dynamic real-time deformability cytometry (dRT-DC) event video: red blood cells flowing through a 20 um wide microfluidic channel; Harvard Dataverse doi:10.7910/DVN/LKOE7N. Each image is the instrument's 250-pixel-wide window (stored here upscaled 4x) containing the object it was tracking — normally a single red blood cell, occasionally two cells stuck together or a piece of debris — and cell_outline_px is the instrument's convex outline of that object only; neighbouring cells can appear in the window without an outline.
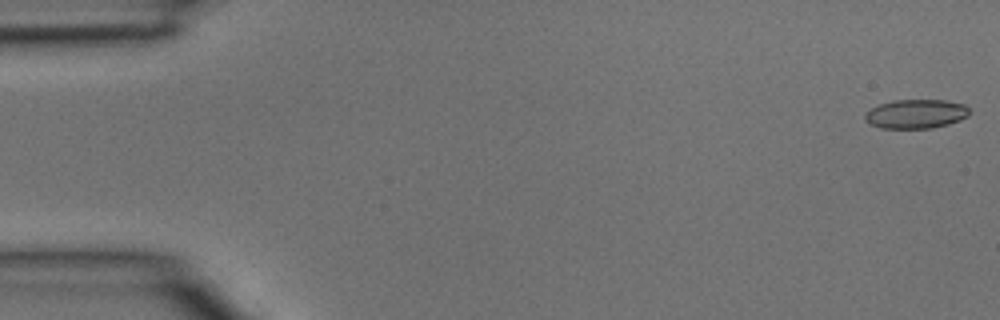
{"species": "common noctule bat (a hibernating species)", "species_latin": "Nyctalus noctula", "temperature_condition": "room temperature", "stored_images_in_passage": 40, "camera_frame_rate_fps": 3000, "um_per_image_px": 0.085, "animal": {"sex": "male", "body_mass_g": 15.6}, "frame": {"image": 1, "passage_image": 1, "time_ms": 0.0, "image_size_px": [1000, 320], "cell_outline_px": [[968, 116], [960, 120], [948, 124], [932, 128], [880, 128], [868, 124], [864, 120], [864, 112], [880, 104], [892, 100], [944, 100], [964, 104], [968, 108]], "centroid_in_image_um": [77.81, 9.68], "position_along_channel_um": 7.2, "area_um2": 17.8}}
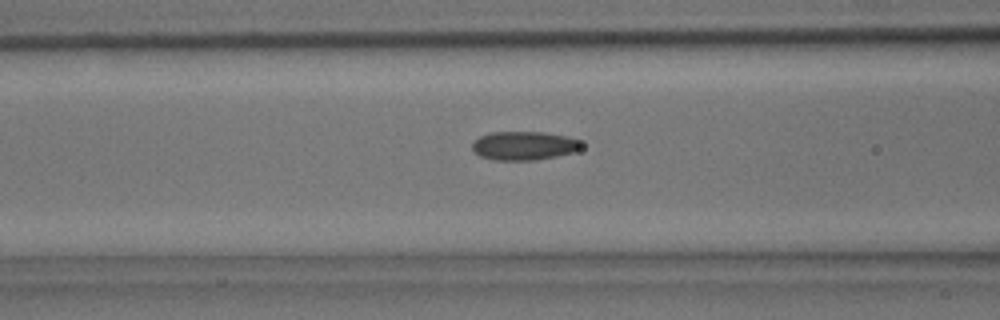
{"frame": {"image": 2, "passage_image": 16, "time_ms": 5.0, "image_size_px": [1000, 320], "cell_outline_px": [[584, 144], [580, 148], [572, 152], [556, 156], [536, 160], [496, 160], [480, 156], [472, 148], [472, 144], [480, 136], [488, 132], [544, 132], [564, 136], [580, 140]], "centroid_in_image_um": [44.54, 12.38], "position_along_channel_um": 122.1, "area_um2": 18.15}}
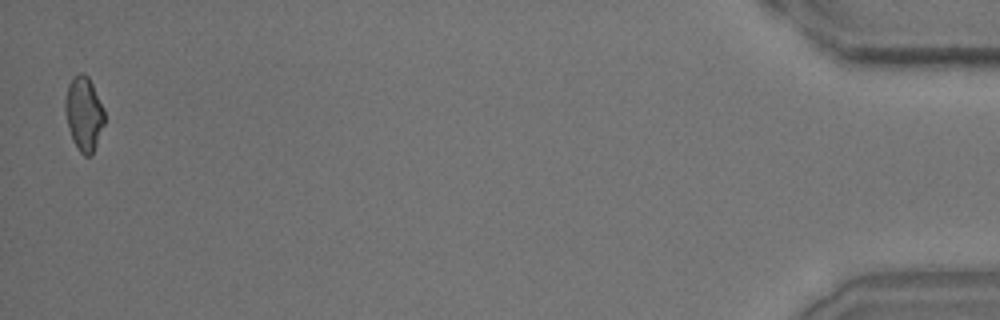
{"frame": {"image": 3, "passage_image": 40, "time_ms": 13.0, "image_size_px": [1000, 320], "cell_outline_px": [[104, 124], [92, 156], [84, 156], [80, 152], [72, 140], [68, 128], [64, 108], [64, 100], [68, 84], [72, 76], [80, 72], [84, 72], [88, 76], [104, 108]], "centroid_in_image_um": [7.11, 9.65], "position_along_channel_um": 428.1, "area_um2": 17.22}}